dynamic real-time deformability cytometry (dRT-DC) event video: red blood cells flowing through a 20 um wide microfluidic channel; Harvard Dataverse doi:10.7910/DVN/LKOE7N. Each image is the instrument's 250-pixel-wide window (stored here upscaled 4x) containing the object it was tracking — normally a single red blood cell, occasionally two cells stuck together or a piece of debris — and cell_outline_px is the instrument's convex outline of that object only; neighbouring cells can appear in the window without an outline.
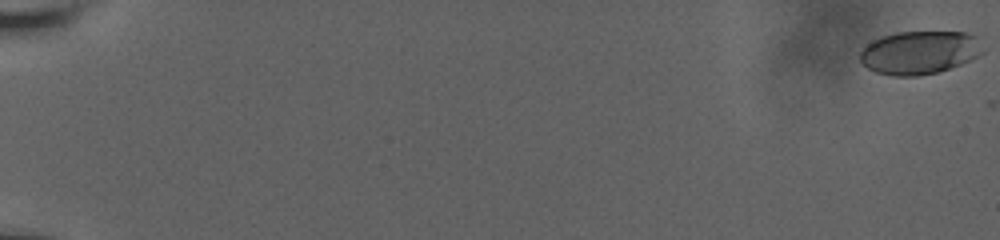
{"species": "human", "species_latin": "Homo sapiens", "temperature_condition": "room temperature", "stored_images_in_passage": 59, "camera_frame_rate_fps": 3000, "um_per_image_px": 0.085, "donor": {"sex": "male"}, "frame": {"image": 1, "passage_image": 1, "time_ms": 0.0, "image_size_px": [1000, 240], "cell_outline_px": [[984, 52], [960, 64], [940, 72], [920, 76], [892, 76], [876, 72], [868, 68], [860, 60], [860, 52], [872, 40], [880, 36], [896, 32], [964, 32], [976, 36]], "centroid_in_image_um": [78.13, 4.47], "position_along_channel_um": 6.9, "area_um2": 30.92}}
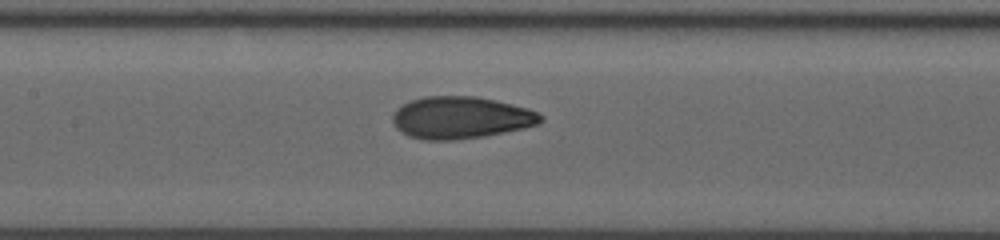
{"frame": {"image": 2, "passage_image": 32, "time_ms": 10.333, "image_size_px": [1000, 240], "cell_outline_px": [[544, 120], [540, 124], [524, 128], [484, 136], [452, 140], [424, 140], [408, 136], [400, 132], [396, 128], [392, 120], [392, 116], [396, 108], [412, 100], [424, 96], [476, 96], [496, 100], [528, 108], [540, 112], [544, 116]], "centroid_in_image_um": [39.19, 10.0], "position_along_channel_um": 168.2, "area_um2": 36.65}}
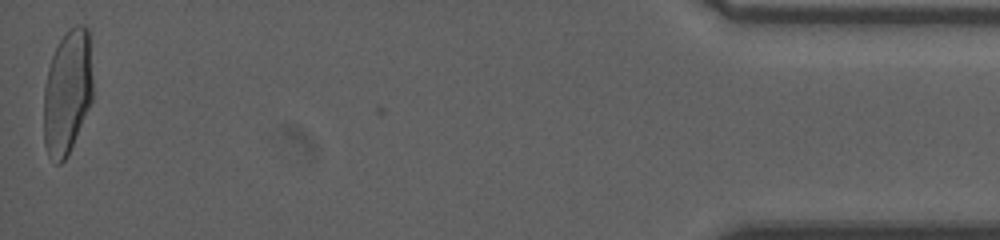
{"frame": {"image": 3, "passage_image": 59, "time_ms": 19.333, "image_size_px": [1000, 240], "cell_outline_px": [[92, 100], [68, 156], [60, 164], [56, 164], [48, 156], [44, 144], [44, 88], [48, 68], [52, 56], [60, 40], [68, 28], [76, 24], [84, 24], [88, 28], [92, 76]], "centroid_in_image_um": [5.72, 7.84], "position_along_channel_um": 429.5, "area_um2": 35.84}, "authors_computed_cell_mechanics": {"area_um2": 35.0846, "velocity_mm_per_s": 3.8201, "shape_relaxation_time_tau1_ms": null, "shape_relaxation_time_tau2_ms": 0.9245, "deformation_change_tau1": null, "deformation_change_tau2": 0.0589}}